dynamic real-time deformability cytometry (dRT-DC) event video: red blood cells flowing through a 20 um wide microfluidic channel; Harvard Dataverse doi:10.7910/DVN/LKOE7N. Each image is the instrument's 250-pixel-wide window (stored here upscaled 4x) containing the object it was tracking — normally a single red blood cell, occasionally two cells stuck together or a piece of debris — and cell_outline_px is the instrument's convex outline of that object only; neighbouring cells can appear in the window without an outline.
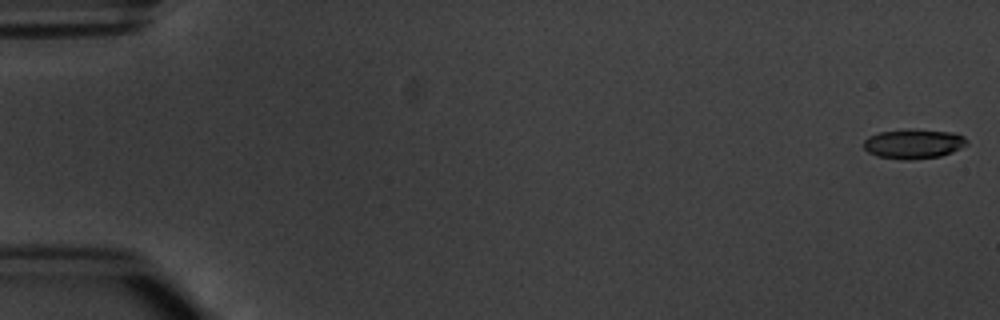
{"species": "common noctule bat (a hibernating species)", "species_latin": "Nyctalus noctula", "temperature_condition": "warm", "stored_images_in_passage": 5, "camera_frame_rate_fps": 3000, "um_per_image_px": 0.085, "animal": {"sex": "male", "body_mass_g": 20.1, "forearm_length_mm": 53.5}, "frame": {"image": 1, "passage_image": 1, "time_ms": 0.0, "image_size_px": [1000, 320], "cell_outline_px": [[968, 144], [952, 152], [940, 156], [912, 160], [904, 160], [876, 156], [868, 152], [864, 148], [864, 140], [868, 136], [880, 132], [908, 128], [912, 128], [956, 132], [964, 136], [968, 140]], "centroid_in_image_um": [77.67, 12.21], "position_along_channel_um": 7.3, "area_um2": 18.21}}
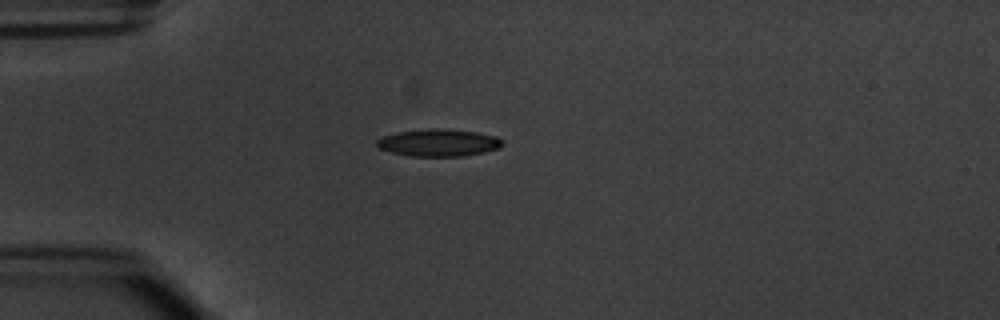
{"frame": {"image": 2, "passage_image": 5, "time_ms": 4.667, "image_size_px": [1000, 320], "cell_outline_px": [[504, 144], [500, 148], [484, 152], [464, 156], [412, 156], [392, 152], [376, 148], [376, 140], [384, 136], [396, 132], [436, 128], [476, 132], [496, 136]], "centroid_in_image_um": [37.27, 12.14], "position_along_channel_um": 47.7, "area_um2": 19.83}}